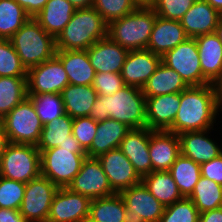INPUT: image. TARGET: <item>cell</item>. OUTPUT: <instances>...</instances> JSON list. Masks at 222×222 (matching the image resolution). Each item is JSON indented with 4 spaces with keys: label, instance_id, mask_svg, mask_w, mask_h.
Listing matches in <instances>:
<instances>
[{
    "label": "cell",
    "instance_id": "38",
    "mask_svg": "<svg viewBox=\"0 0 222 222\" xmlns=\"http://www.w3.org/2000/svg\"><path fill=\"white\" fill-rule=\"evenodd\" d=\"M3 76L27 77V70L10 39H0V77Z\"/></svg>",
    "mask_w": 222,
    "mask_h": 222
},
{
    "label": "cell",
    "instance_id": "52",
    "mask_svg": "<svg viewBox=\"0 0 222 222\" xmlns=\"http://www.w3.org/2000/svg\"><path fill=\"white\" fill-rule=\"evenodd\" d=\"M137 7H153L155 0H132Z\"/></svg>",
    "mask_w": 222,
    "mask_h": 222
},
{
    "label": "cell",
    "instance_id": "3",
    "mask_svg": "<svg viewBox=\"0 0 222 222\" xmlns=\"http://www.w3.org/2000/svg\"><path fill=\"white\" fill-rule=\"evenodd\" d=\"M108 36V24L93 8L76 9L56 40V50H87Z\"/></svg>",
    "mask_w": 222,
    "mask_h": 222
},
{
    "label": "cell",
    "instance_id": "6",
    "mask_svg": "<svg viewBox=\"0 0 222 222\" xmlns=\"http://www.w3.org/2000/svg\"><path fill=\"white\" fill-rule=\"evenodd\" d=\"M41 153V175L47 177L56 186L68 187L79 173L86 152L78 145H65Z\"/></svg>",
    "mask_w": 222,
    "mask_h": 222
},
{
    "label": "cell",
    "instance_id": "27",
    "mask_svg": "<svg viewBox=\"0 0 222 222\" xmlns=\"http://www.w3.org/2000/svg\"><path fill=\"white\" fill-rule=\"evenodd\" d=\"M76 8L68 0H48L33 18L55 39L71 20Z\"/></svg>",
    "mask_w": 222,
    "mask_h": 222
},
{
    "label": "cell",
    "instance_id": "33",
    "mask_svg": "<svg viewBox=\"0 0 222 222\" xmlns=\"http://www.w3.org/2000/svg\"><path fill=\"white\" fill-rule=\"evenodd\" d=\"M168 171L176 182L180 193L185 198L192 194L195 185L201 178L200 164L181 154Z\"/></svg>",
    "mask_w": 222,
    "mask_h": 222
},
{
    "label": "cell",
    "instance_id": "12",
    "mask_svg": "<svg viewBox=\"0 0 222 222\" xmlns=\"http://www.w3.org/2000/svg\"><path fill=\"white\" fill-rule=\"evenodd\" d=\"M68 84L67 73L56 56L27 70V94H60Z\"/></svg>",
    "mask_w": 222,
    "mask_h": 222
},
{
    "label": "cell",
    "instance_id": "50",
    "mask_svg": "<svg viewBox=\"0 0 222 222\" xmlns=\"http://www.w3.org/2000/svg\"><path fill=\"white\" fill-rule=\"evenodd\" d=\"M76 9L92 7L93 0H68Z\"/></svg>",
    "mask_w": 222,
    "mask_h": 222
},
{
    "label": "cell",
    "instance_id": "43",
    "mask_svg": "<svg viewBox=\"0 0 222 222\" xmlns=\"http://www.w3.org/2000/svg\"><path fill=\"white\" fill-rule=\"evenodd\" d=\"M97 125L98 122L89 116L73 118L72 135L84 152L91 147L96 135Z\"/></svg>",
    "mask_w": 222,
    "mask_h": 222
},
{
    "label": "cell",
    "instance_id": "44",
    "mask_svg": "<svg viewBox=\"0 0 222 222\" xmlns=\"http://www.w3.org/2000/svg\"><path fill=\"white\" fill-rule=\"evenodd\" d=\"M98 95L108 96L116 93L126 86L121 73L98 72L95 73L92 83Z\"/></svg>",
    "mask_w": 222,
    "mask_h": 222
},
{
    "label": "cell",
    "instance_id": "25",
    "mask_svg": "<svg viewBox=\"0 0 222 222\" xmlns=\"http://www.w3.org/2000/svg\"><path fill=\"white\" fill-rule=\"evenodd\" d=\"M71 85H92L95 71L87 50H56Z\"/></svg>",
    "mask_w": 222,
    "mask_h": 222
},
{
    "label": "cell",
    "instance_id": "17",
    "mask_svg": "<svg viewBox=\"0 0 222 222\" xmlns=\"http://www.w3.org/2000/svg\"><path fill=\"white\" fill-rule=\"evenodd\" d=\"M153 131L147 127L131 129L125 135L119 147L141 178L152 172L149 143L150 134Z\"/></svg>",
    "mask_w": 222,
    "mask_h": 222
},
{
    "label": "cell",
    "instance_id": "10",
    "mask_svg": "<svg viewBox=\"0 0 222 222\" xmlns=\"http://www.w3.org/2000/svg\"><path fill=\"white\" fill-rule=\"evenodd\" d=\"M162 62L178 72L188 86L209 84L201 71L195 38H188L162 56Z\"/></svg>",
    "mask_w": 222,
    "mask_h": 222
},
{
    "label": "cell",
    "instance_id": "4",
    "mask_svg": "<svg viewBox=\"0 0 222 222\" xmlns=\"http://www.w3.org/2000/svg\"><path fill=\"white\" fill-rule=\"evenodd\" d=\"M21 63L29 70L56 54V40L30 17L10 38Z\"/></svg>",
    "mask_w": 222,
    "mask_h": 222
},
{
    "label": "cell",
    "instance_id": "14",
    "mask_svg": "<svg viewBox=\"0 0 222 222\" xmlns=\"http://www.w3.org/2000/svg\"><path fill=\"white\" fill-rule=\"evenodd\" d=\"M115 193L132 187L142 178L138 175L129 159L117 148L97 157Z\"/></svg>",
    "mask_w": 222,
    "mask_h": 222
},
{
    "label": "cell",
    "instance_id": "37",
    "mask_svg": "<svg viewBox=\"0 0 222 222\" xmlns=\"http://www.w3.org/2000/svg\"><path fill=\"white\" fill-rule=\"evenodd\" d=\"M28 98L32 101L37 115L43 125L51 122L54 118H60L65 114L64 103L61 94H28Z\"/></svg>",
    "mask_w": 222,
    "mask_h": 222
},
{
    "label": "cell",
    "instance_id": "15",
    "mask_svg": "<svg viewBox=\"0 0 222 222\" xmlns=\"http://www.w3.org/2000/svg\"><path fill=\"white\" fill-rule=\"evenodd\" d=\"M126 205L125 216L141 217L145 222H159L164 206L140 182L119 193Z\"/></svg>",
    "mask_w": 222,
    "mask_h": 222
},
{
    "label": "cell",
    "instance_id": "9",
    "mask_svg": "<svg viewBox=\"0 0 222 222\" xmlns=\"http://www.w3.org/2000/svg\"><path fill=\"white\" fill-rule=\"evenodd\" d=\"M59 187L42 175L26 183L20 214L28 222H47L50 207Z\"/></svg>",
    "mask_w": 222,
    "mask_h": 222
},
{
    "label": "cell",
    "instance_id": "23",
    "mask_svg": "<svg viewBox=\"0 0 222 222\" xmlns=\"http://www.w3.org/2000/svg\"><path fill=\"white\" fill-rule=\"evenodd\" d=\"M209 130L188 131L178 134L181 155L192 159L195 163L202 164L222 154L215 141L208 138Z\"/></svg>",
    "mask_w": 222,
    "mask_h": 222
},
{
    "label": "cell",
    "instance_id": "2",
    "mask_svg": "<svg viewBox=\"0 0 222 222\" xmlns=\"http://www.w3.org/2000/svg\"><path fill=\"white\" fill-rule=\"evenodd\" d=\"M89 117L97 122L115 119L131 129L144 128L146 97L141 88L126 85L112 95H98Z\"/></svg>",
    "mask_w": 222,
    "mask_h": 222
},
{
    "label": "cell",
    "instance_id": "34",
    "mask_svg": "<svg viewBox=\"0 0 222 222\" xmlns=\"http://www.w3.org/2000/svg\"><path fill=\"white\" fill-rule=\"evenodd\" d=\"M27 97V77H0V120Z\"/></svg>",
    "mask_w": 222,
    "mask_h": 222
},
{
    "label": "cell",
    "instance_id": "7",
    "mask_svg": "<svg viewBox=\"0 0 222 222\" xmlns=\"http://www.w3.org/2000/svg\"><path fill=\"white\" fill-rule=\"evenodd\" d=\"M41 175V153L36 145L8 143L0 161V176L28 183Z\"/></svg>",
    "mask_w": 222,
    "mask_h": 222
},
{
    "label": "cell",
    "instance_id": "29",
    "mask_svg": "<svg viewBox=\"0 0 222 222\" xmlns=\"http://www.w3.org/2000/svg\"><path fill=\"white\" fill-rule=\"evenodd\" d=\"M188 87L178 72L161 62L142 88V91L145 97H155L164 94L181 93Z\"/></svg>",
    "mask_w": 222,
    "mask_h": 222
},
{
    "label": "cell",
    "instance_id": "8",
    "mask_svg": "<svg viewBox=\"0 0 222 222\" xmlns=\"http://www.w3.org/2000/svg\"><path fill=\"white\" fill-rule=\"evenodd\" d=\"M1 122L10 143L37 145L44 126L28 97L15 106Z\"/></svg>",
    "mask_w": 222,
    "mask_h": 222
},
{
    "label": "cell",
    "instance_id": "21",
    "mask_svg": "<svg viewBox=\"0 0 222 222\" xmlns=\"http://www.w3.org/2000/svg\"><path fill=\"white\" fill-rule=\"evenodd\" d=\"M188 38L180 21L168 20L157 16L147 45V50L162 57L169 50L174 49L178 44L185 42Z\"/></svg>",
    "mask_w": 222,
    "mask_h": 222
},
{
    "label": "cell",
    "instance_id": "41",
    "mask_svg": "<svg viewBox=\"0 0 222 222\" xmlns=\"http://www.w3.org/2000/svg\"><path fill=\"white\" fill-rule=\"evenodd\" d=\"M26 184L0 176V208L19 210Z\"/></svg>",
    "mask_w": 222,
    "mask_h": 222
},
{
    "label": "cell",
    "instance_id": "48",
    "mask_svg": "<svg viewBox=\"0 0 222 222\" xmlns=\"http://www.w3.org/2000/svg\"><path fill=\"white\" fill-rule=\"evenodd\" d=\"M199 222H222V207L200 213Z\"/></svg>",
    "mask_w": 222,
    "mask_h": 222
},
{
    "label": "cell",
    "instance_id": "31",
    "mask_svg": "<svg viewBox=\"0 0 222 222\" xmlns=\"http://www.w3.org/2000/svg\"><path fill=\"white\" fill-rule=\"evenodd\" d=\"M142 182L164 207L184 198L169 171H152Z\"/></svg>",
    "mask_w": 222,
    "mask_h": 222
},
{
    "label": "cell",
    "instance_id": "39",
    "mask_svg": "<svg viewBox=\"0 0 222 222\" xmlns=\"http://www.w3.org/2000/svg\"><path fill=\"white\" fill-rule=\"evenodd\" d=\"M199 214L193 201L184 197L166 206L159 222H199Z\"/></svg>",
    "mask_w": 222,
    "mask_h": 222
},
{
    "label": "cell",
    "instance_id": "24",
    "mask_svg": "<svg viewBox=\"0 0 222 222\" xmlns=\"http://www.w3.org/2000/svg\"><path fill=\"white\" fill-rule=\"evenodd\" d=\"M199 51L201 71L209 84L222 74V44L215 32L195 37Z\"/></svg>",
    "mask_w": 222,
    "mask_h": 222
},
{
    "label": "cell",
    "instance_id": "22",
    "mask_svg": "<svg viewBox=\"0 0 222 222\" xmlns=\"http://www.w3.org/2000/svg\"><path fill=\"white\" fill-rule=\"evenodd\" d=\"M221 14L205 0H196L180 20L189 38L213 33Z\"/></svg>",
    "mask_w": 222,
    "mask_h": 222
},
{
    "label": "cell",
    "instance_id": "19",
    "mask_svg": "<svg viewBox=\"0 0 222 222\" xmlns=\"http://www.w3.org/2000/svg\"><path fill=\"white\" fill-rule=\"evenodd\" d=\"M181 154L178 134L154 130L150 134L149 156L152 171H168Z\"/></svg>",
    "mask_w": 222,
    "mask_h": 222
},
{
    "label": "cell",
    "instance_id": "35",
    "mask_svg": "<svg viewBox=\"0 0 222 222\" xmlns=\"http://www.w3.org/2000/svg\"><path fill=\"white\" fill-rule=\"evenodd\" d=\"M188 198L193 201L199 213L220 208L222 207V185L201 176Z\"/></svg>",
    "mask_w": 222,
    "mask_h": 222
},
{
    "label": "cell",
    "instance_id": "51",
    "mask_svg": "<svg viewBox=\"0 0 222 222\" xmlns=\"http://www.w3.org/2000/svg\"><path fill=\"white\" fill-rule=\"evenodd\" d=\"M214 86H215L218 104L221 109L222 108V74H221L220 78L214 83ZM221 111H222V109H221Z\"/></svg>",
    "mask_w": 222,
    "mask_h": 222
},
{
    "label": "cell",
    "instance_id": "42",
    "mask_svg": "<svg viewBox=\"0 0 222 222\" xmlns=\"http://www.w3.org/2000/svg\"><path fill=\"white\" fill-rule=\"evenodd\" d=\"M196 0H155L153 9L157 16L180 21Z\"/></svg>",
    "mask_w": 222,
    "mask_h": 222
},
{
    "label": "cell",
    "instance_id": "32",
    "mask_svg": "<svg viewBox=\"0 0 222 222\" xmlns=\"http://www.w3.org/2000/svg\"><path fill=\"white\" fill-rule=\"evenodd\" d=\"M126 205L119 193L90 202V222H124Z\"/></svg>",
    "mask_w": 222,
    "mask_h": 222
},
{
    "label": "cell",
    "instance_id": "45",
    "mask_svg": "<svg viewBox=\"0 0 222 222\" xmlns=\"http://www.w3.org/2000/svg\"><path fill=\"white\" fill-rule=\"evenodd\" d=\"M201 176L222 185V154L200 164Z\"/></svg>",
    "mask_w": 222,
    "mask_h": 222
},
{
    "label": "cell",
    "instance_id": "36",
    "mask_svg": "<svg viewBox=\"0 0 222 222\" xmlns=\"http://www.w3.org/2000/svg\"><path fill=\"white\" fill-rule=\"evenodd\" d=\"M29 18L15 0H0V39H10Z\"/></svg>",
    "mask_w": 222,
    "mask_h": 222
},
{
    "label": "cell",
    "instance_id": "20",
    "mask_svg": "<svg viewBox=\"0 0 222 222\" xmlns=\"http://www.w3.org/2000/svg\"><path fill=\"white\" fill-rule=\"evenodd\" d=\"M180 107V93L146 97V127L168 130Z\"/></svg>",
    "mask_w": 222,
    "mask_h": 222
},
{
    "label": "cell",
    "instance_id": "5",
    "mask_svg": "<svg viewBox=\"0 0 222 222\" xmlns=\"http://www.w3.org/2000/svg\"><path fill=\"white\" fill-rule=\"evenodd\" d=\"M156 17L152 7H138L108 24V36L128 50L147 49Z\"/></svg>",
    "mask_w": 222,
    "mask_h": 222
},
{
    "label": "cell",
    "instance_id": "26",
    "mask_svg": "<svg viewBox=\"0 0 222 222\" xmlns=\"http://www.w3.org/2000/svg\"><path fill=\"white\" fill-rule=\"evenodd\" d=\"M131 130L126 124L115 119L99 121L91 147L86 151L88 157H98L120 147L121 141Z\"/></svg>",
    "mask_w": 222,
    "mask_h": 222
},
{
    "label": "cell",
    "instance_id": "54",
    "mask_svg": "<svg viewBox=\"0 0 222 222\" xmlns=\"http://www.w3.org/2000/svg\"><path fill=\"white\" fill-rule=\"evenodd\" d=\"M215 33L217 34L219 40L221 41L222 44V14L218 20V24L215 30Z\"/></svg>",
    "mask_w": 222,
    "mask_h": 222
},
{
    "label": "cell",
    "instance_id": "28",
    "mask_svg": "<svg viewBox=\"0 0 222 222\" xmlns=\"http://www.w3.org/2000/svg\"><path fill=\"white\" fill-rule=\"evenodd\" d=\"M65 114L71 118L89 116L98 93L92 85L68 84L61 91Z\"/></svg>",
    "mask_w": 222,
    "mask_h": 222
},
{
    "label": "cell",
    "instance_id": "16",
    "mask_svg": "<svg viewBox=\"0 0 222 222\" xmlns=\"http://www.w3.org/2000/svg\"><path fill=\"white\" fill-rule=\"evenodd\" d=\"M161 62L162 57L150 50H129L121 76L126 85L142 89Z\"/></svg>",
    "mask_w": 222,
    "mask_h": 222
},
{
    "label": "cell",
    "instance_id": "11",
    "mask_svg": "<svg viewBox=\"0 0 222 222\" xmlns=\"http://www.w3.org/2000/svg\"><path fill=\"white\" fill-rule=\"evenodd\" d=\"M67 188L90 200L115 194L97 157L86 156L79 173Z\"/></svg>",
    "mask_w": 222,
    "mask_h": 222
},
{
    "label": "cell",
    "instance_id": "40",
    "mask_svg": "<svg viewBox=\"0 0 222 222\" xmlns=\"http://www.w3.org/2000/svg\"><path fill=\"white\" fill-rule=\"evenodd\" d=\"M92 7L107 24L121 19L138 8L132 0H93Z\"/></svg>",
    "mask_w": 222,
    "mask_h": 222
},
{
    "label": "cell",
    "instance_id": "55",
    "mask_svg": "<svg viewBox=\"0 0 222 222\" xmlns=\"http://www.w3.org/2000/svg\"><path fill=\"white\" fill-rule=\"evenodd\" d=\"M124 222H145L141 217L129 216L124 217Z\"/></svg>",
    "mask_w": 222,
    "mask_h": 222
},
{
    "label": "cell",
    "instance_id": "13",
    "mask_svg": "<svg viewBox=\"0 0 222 222\" xmlns=\"http://www.w3.org/2000/svg\"><path fill=\"white\" fill-rule=\"evenodd\" d=\"M90 202L88 197L60 187L52 201L47 222H85L89 218Z\"/></svg>",
    "mask_w": 222,
    "mask_h": 222
},
{
    "label": "cell",
    "instance_id": "18",
    "mask_svg": "<svg viewBox=\"0 0 222 222\" xmlns=\"http://www.w3.org/2000/svg\"><path fill=\"white\" fill-rule=\"evenodd\" d=\"M87 53L95 73H121L129 50L107 36L92 44Z\"/></svg>",
    "mask_w": 222,
    "mask_h": 222
},
{
    "label": "cell",
    "instance_id": "46",
    "mask_svg": "<svg viewBox=\"0 0 222 222\" xmlns=\"http://www.w3.org/2000/svg\"><path fill=\"white\" fill-rule=\"evenodd\" d=\"M30 16H36L48 0H15Z\"/></svg>",
    "mask_w": 222,
    "mask_h": 222
},
{
    "label": "cell",
    "instance_id": "49",
    "mask_svg": "<svg viewBox=\"0 0 222 222\" xmlns=\"http://www.w3.org/2000/svg\"><path fill=\"white\" fill-rule=\"evenodd\" d=\"M8 143H9L8 138H7L6 133L4 131L3 124L0 120V161H1V157L5 151Z\"/></svg>",
    "mask_w": 222,
    "mask_h": 222
},
{
    "label": "cell",
    "instance_id": "1",
    "mask_svg": "<svg viewBox=\"0 0 222 222\" xmlns=\"http://www.w3.org/2000/svg\"><path fill=\"white\" fill-rule=\"evenodd\" d=\"M219 110L214 84L189 86L180 93L179 110L167 131L181 134L211 130Z\"/></svg>",
    "mask_w": 222,
    "mask_h": 222
},
{
    "label": "cell",
    "instance_id": "53",
    "mask_svg": "<svg viewBox=\"0 0 222 222\" xmlns=\"http://www.w3.org/2000/svg\"><path fill=\"white\" fill-rule=\"evenodd\" d=\"M208 2L215 10L222 14V0H205Z\"/></svg>",
    "mask_w": 222,
    "mask_h": 222
},
{
    "label": "cell",
    "instance_id": "30",
    "mask_svg": "<svg viewBox=\"0 0 222 222\" xmlns=\"http://www.w3.org/2000/svg\"><path fill=\"white\" fill-rule=\"evenodd\" d=\"M73 118L64 114L60 118H54L45 124L41 131V137L36 145L39 150H47L54 147L78 144L72 135Z\"/></svg>",
    "mask_w": 222,
    "mask_h": 222
},
{
    "label": "cell",
    "instance_id": "47",
    "mask_svg": "<svg viewBox=\"0 0 222 222\" xmlns=\"http://www.w3.org/2000/svg\"><path fill=\"white\" fill-rule=\"evenodd\" d=\"M0 222H28L20 210L0 208Z\"/></svg>",
    "mask_w": 222,
    "mask_h": 222
}]
</instances>
